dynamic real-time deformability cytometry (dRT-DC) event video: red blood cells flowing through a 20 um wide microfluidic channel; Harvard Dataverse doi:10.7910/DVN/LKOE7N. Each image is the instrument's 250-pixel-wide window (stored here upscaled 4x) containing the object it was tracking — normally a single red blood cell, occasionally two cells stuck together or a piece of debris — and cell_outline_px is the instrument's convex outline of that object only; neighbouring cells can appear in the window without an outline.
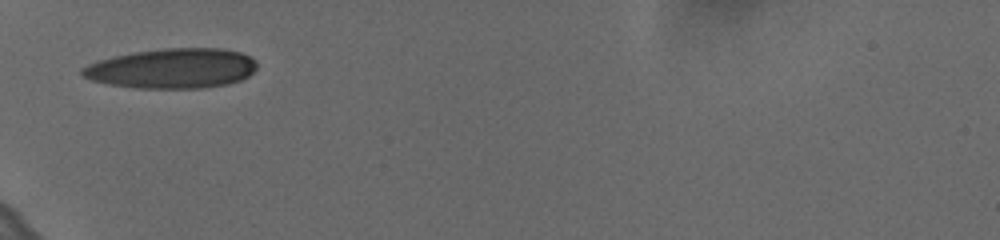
{"species": "human", "species_latin": "Homo sapiens", "temperature_condition": "cold", "stored_images_in_passage": 30, "camera_frame_rate_fps": 3000, "um_per_image_px": 0.085, "donor": {"sex": "female"}, "frame": {"image": 1, "passage_image": 1, "time_ms": 0.0, "image_size_px": [1000, 240], "cell_outline_px": [[256, 68], [248, 76], [240, 80], [228, 84], [204, 88], [136, 88], [108, 84], [92, 80], [84, 76], [80, 72], [80, 68], [88, 64], [112, 56], [136, 52], [164, 48], [220, 48], [240, 52], [256, 60]], "centroid_in_image_um": [14.63, 5.82], "position_along_channel_um": 70.4, "area_um2": 40.63}}
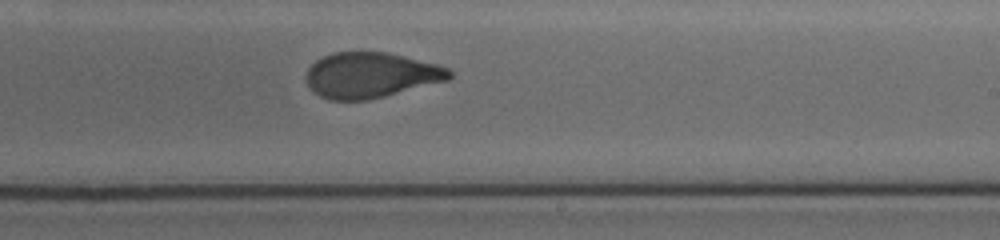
{"frame": {"image": 2, "passage_image": 17, "time_ms": 5.333, "image_size_px": [1000, 240], "cell_outline_px": [[452, 76], [448, 80], [368, 100], [328, 100], [312, 92], [304, 80], [304, 76], [308, 68], [316, 60], [324, 56], [336, 52], [388, 52], [440, 64], [448, 68], [452, 72]], "centroid_in_image_um": [31.49, 6.39], "position_along_channel_um": 257.5, "area_um2": 38.26}}
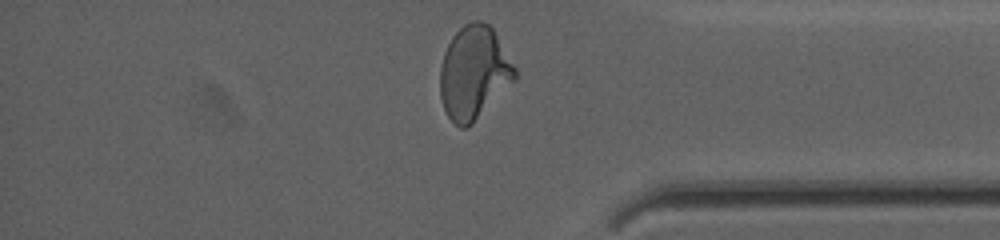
{"frame": {"image": 3, "passage_image": 29, "time_ms": 9.333, "image_size_px": [1000, 240], "cell_outline_px": [[516, 80], [468, 128], [460, 128], [448, 116], [444, 108], [440, 96], [440, 68], [444, 52], [452, 36], [464, 24], [472, 20], [484, 20], [492, 28], [516, 68]], "centroid_in_image_um": [40.28, 6.18], "position_along_channel_um": 394.9, "area_um2": 40.63}, "authors_computed_cell_mechanics": {"area_um2": 39.2462, "velocity_mm_per_s": 3.6261, "shape_relaxation_time_tau1_ms": 6.7949, "shape_relaxation_time_tau2_ms": 1.2796, "deformation_change_tau1": 0.2386, "deformation_change_tau2": 0.0615}}